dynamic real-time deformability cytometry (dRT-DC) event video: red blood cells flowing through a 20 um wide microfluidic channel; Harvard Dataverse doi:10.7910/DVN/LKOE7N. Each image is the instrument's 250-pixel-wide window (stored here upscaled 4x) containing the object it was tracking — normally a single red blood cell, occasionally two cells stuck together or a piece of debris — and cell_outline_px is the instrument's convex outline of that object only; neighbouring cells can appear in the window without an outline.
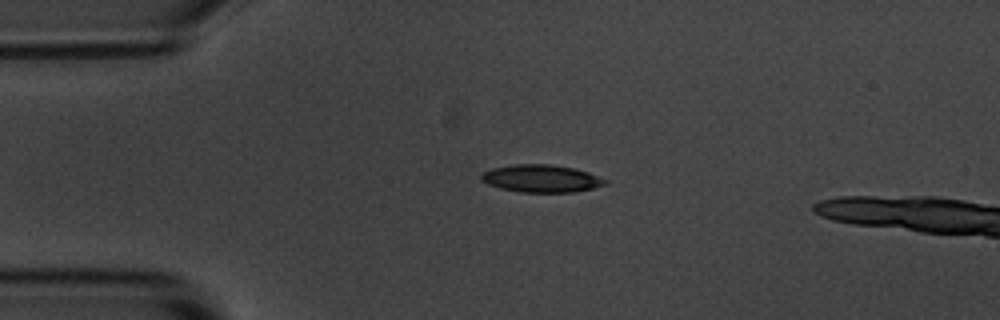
{"species": "common noctule bat (a hibernating species)", "species_latin": "Nyctalus noctula", "temperature_condition": "room temperature", "stored_images_in_passage": 3, "camera_frame_rate_fps": 3000, "um_per_image_px": 0.085, "animal": {"sex": "male", "body_mass_g": 20.1, "forearm_length_mm": 53.5}, "frame": {"image": 1, "passage_image": 1, "time_ms": 0.0, "image_size_px": [1000, 320], "cell_outline_px": [[608, 184], [592, 188], [572, 192], [520, 192], [500, 188], [488, 184], [480, 180], [480, 176], [484, 172], [492, 168], [512, 164], [552, 164], [572, 168], [588, 172], [608, 180]], "centroid_in_image_um": [46.0, 15.17], "position_along_channel_um": 39.0, "area_um2": 19.88}}